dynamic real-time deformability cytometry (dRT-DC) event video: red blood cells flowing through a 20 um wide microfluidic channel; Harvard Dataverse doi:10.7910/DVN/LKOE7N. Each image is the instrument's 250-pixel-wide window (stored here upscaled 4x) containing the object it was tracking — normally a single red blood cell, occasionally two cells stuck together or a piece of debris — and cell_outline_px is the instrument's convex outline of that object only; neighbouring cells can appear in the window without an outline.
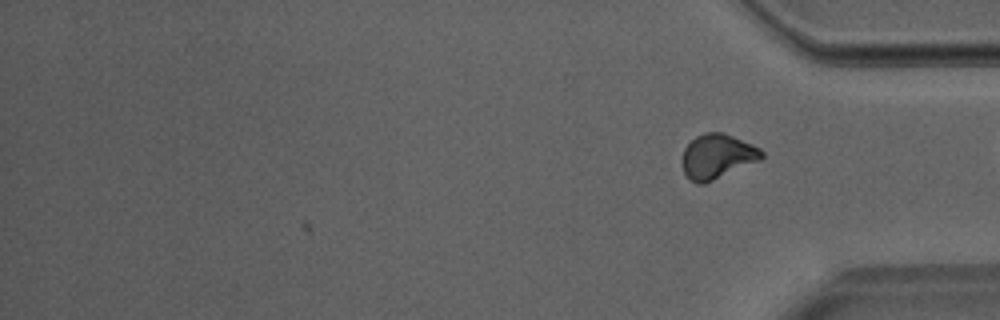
{"species": "Egyptian fruit bat (a non-hibernating species)", "species_latin": "Rousettus aegyptiacus", "temperature_condition": "room temperature", "stored_images_in_passage": 27, "camera_frame_rate_fps": 3000, "um_per_image_px": 0.085, "animal": {"sex": "male"}, "frame": {"image": 1, "passage_image": 27, "time_ms": 8.667, "image_size_px": [1000, 320], "cell_outline_px": [[764, 156], [760, 160], [704, 184], [696, 184], [684, 172], [684, 148], [696, 136], [704, 132], [724, 132], [752, 144], [760, 148], [764, 152]], "centroid_in_image_um": [61.0, 13.28], "position_along_channel_um": 374.2, "area_um2": 20.4}}